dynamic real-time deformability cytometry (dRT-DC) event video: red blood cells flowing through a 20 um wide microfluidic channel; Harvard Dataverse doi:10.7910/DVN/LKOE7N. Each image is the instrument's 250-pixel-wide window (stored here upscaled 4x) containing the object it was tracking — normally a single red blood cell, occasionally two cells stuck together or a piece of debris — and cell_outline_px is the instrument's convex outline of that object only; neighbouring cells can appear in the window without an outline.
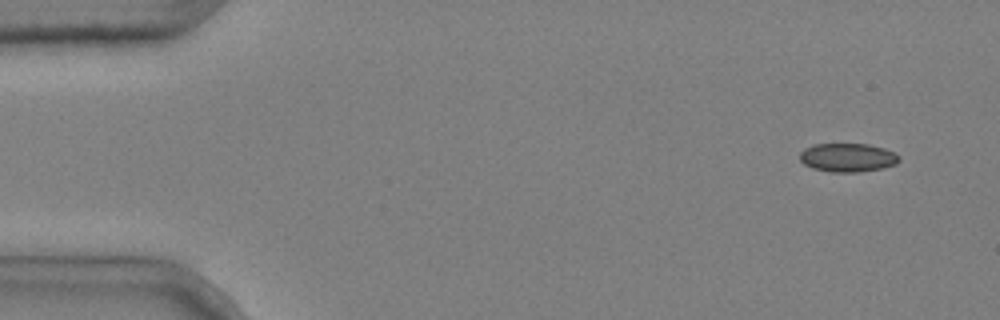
{"species": "common noctule bat (a hibernating species)", "species_latin": "Nyctalus noctula", "temperature_condition": "cold", "stored_images_in_passage": 5, "camera_frame_rate_fps": 3000, "um_per_image_px": 0.085, "animal": {"sex": "male", "body_mass_g": 20.4}, "frame": {"image": 1, "passage_image": 1, "time_ms": 0.0, "image_size_px": [1000, 320], "cell_outline_px": [[900, 160], [896, 164], [884, 168], [856, 172], [832, 172], [812, 168], [804, 164], [800, 160], [800, 152], [804, 148], [812, 144], [868, 144], [884, 148], [900, 156]], "centroid_in_image_um": [72.04, 13.39], "position_along_channel_um": 13.0, "area_um2": 16.65}}
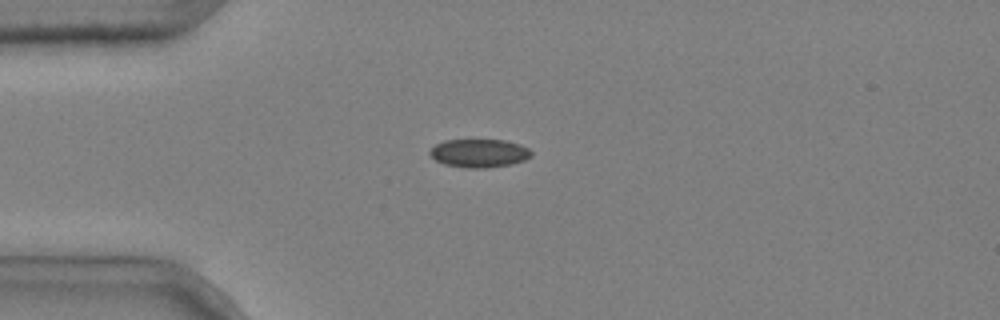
{"frame": {"image": 2, "passage_image": 4, "time_ms": 1.0, "image_size_px": [1000, 320], "cell_outline_px": [[532, 156], [524, 160], [512, 164], [488, 168], [468, 168], [444, 164], [436, 160], [428, 152], [436, 144], [444, 140], [504, 140], [520, 144], [528, 148], [532, 152]], "centroid_in_image_um": [40.75, 13.02], "position_along_channel_um": 44.2, "area_um2": 16.76}}
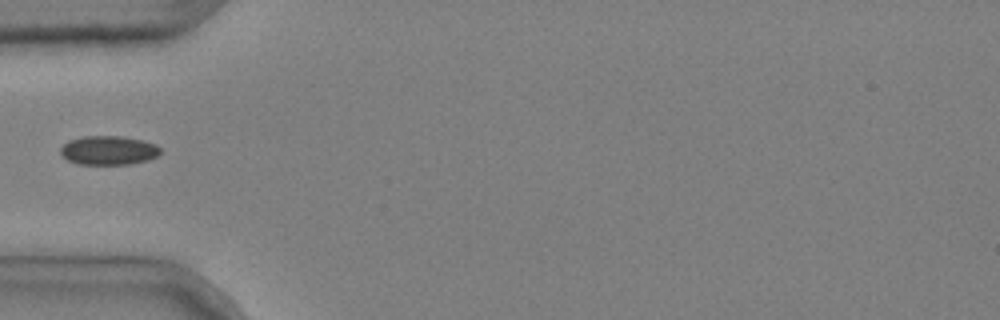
{"frame": {"image": 3, "passage_image": 5, "time_ms": 1.333, "image_size_px": [1000, 320], "cell_outline_px": [[160, 152], [156, 156], [148, 160], [128, 164], [80, 164], [68, 160], [60, 152], [60, 148], [68, 140], [84, 136], [120, 136], [144, 140], [156, 144], [160, 148]], "centroid_in_image_um": [9.23, 12.77], "position_along_channel_um": 75.8, "area_um2": 16.82}}